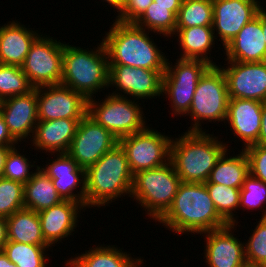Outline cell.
<instances>
[{
  "label": "cell",
  "instance_id": "obj_1",
  "mask_svg": "<svg viewBox=\"0 0 266 267\" xmlns=\"http://www.w3.org/2000/svg\"><path fill=\"white\" fill-rule=\"evenodd\" d=\"M178 235H197L229 225L217 212L205 183L182 182L169 209L156 221Z\"/></svg>",
  "mask_w": 266,
  "mask_h": 267
},
{
  "label": "cell",
  "instance_id": "obj_2",
  "mask_svg": "<svg viewBox=\"0 0 266 267\" xmlns=\"http://www.w3.org/2000/svg\"><path fill=\"white\" fill-rule=\"evenodd\" d=\"M102 42L109 65H125L149 70H165L167 57L149 31L134 23L113 20ZM165 55V56H164Z\"/></svg>",
  "mask_w": 266,
  "mask_h": 267
},
{
  "label": "cell",
  "instance_id": "obj_3",
  "mask_svg": "<svg viewBox=\"0 0 266 267\" xmlns=\"http://www.w3.org/2000/svg\"><path fill=\"white\" fill-rule=\"evenodd\" d=\"M174 137L170 146V161L182 182L205 183L217 160L230 147L207 131H185ZM220 137V138H219Z\"/></svg>",
  "mask_w": 266,
  "mask_h": 267
},
{
  "label": "cell",
  "instance_id": "obj_4",
  "mask_svg": "<svg viewBox=\"0 0 266 267\" xmlns=\"http://www.w3.org/2000/svg\"><path fill=\"white\" fill-rule=\"evenodd\" d=\"M133 179L126 154L117 144L86 169L85 207H106L118 198L131 197Z\"/></svg>",
  "mask_w": 266,
  "mask_h": 267
},
{
  "label": "cell",
  "instance_id": "obj_5",
  "mask_svg": "<svg viewBox=\"0 0 266 267\" xmlns=\"http://www.w3.org/2000/svg\"><path fill=\"white\" fill-rule=\"evenodd\" d=\"M93 49L64 43L62 81L87 100L109 89V62L102 41Z\"/></svg>",
  "mask_w": 266,
  "mask_h": 267
},
{
  "label": "cell",
  "instance_id": "obj_6",
  "mask_svg": "<svg viewBox=\"0 0 266 267\" xmlns=\"http://www.w3.org/2000/svg\"><path fill=\"white\" fill-rule=\"evenodd\" d=\"M182 183L171 161L134 174L131 199L156 221L169 209Z\"/></svg>",
  "mask_w": 266,
  "mask_h": 267
},
{
  "label": "cell",
  "instance_id": "obj_7",
  "mask_svg": "<svg viewBox=\"0 0 266 267\" xmlns=\"http://www.w3.org/2000/svg\"><path fill=\"white\" fill-rule=\"evenodd\" d=\"M228 102L229 94L225 74L218 65L211 66L199 79L190 109L184 115L193 121L187 131H207L202 127L205 121L207 124L208 122L213 124L216 121L217 124L220 122L225 124Z\"/></svg>",
  "mask_w": 266,
  "mask_h": 267
},
{
  "label": "cell",
  "instance_id": "obj_8",
  "mask_svg": "<svg viewBox=\"0 0 266 267\" xmlns=\"http://www.w3.org/2000/svg\"><path fill=\"white\" fill-rule=\"evenodd\" d=\"M105 94V99L100 100L94 97L88 100L87 114L110 131L117 140L140 132L148 126L141 101Z\"/></svg>",
  "mask_w": 266,
  "mask_h": 267
},
{
  "label": "cell",
  "instance_id": "obj_9",
  "mask_svg": "<svg viewBox=\"0 0 266 267\" xmlns=\"http://www.w3.org/2000/svg\"><path fill=\"white\" fill-rule=\"evenodd\" d=\"M167 58L162 77V96L168 98L172 116L184 117L189 111L196 86L212 66L200 59L177 58L175 64Z\"/></svg>",
  "mask_w": 266,
  "mask_h": 267
},
{
  "label": "cell",
  "instance_id": "obj_10",
  "mask_svg": "<svg viewBox=\"0 0 266 267\" xmlns=\"http://www.w3.org/2000/svg\"><path fill=\"white\" fill-rule=\"evenodd\" d=\"M171 136L158 132L148 124L144 130L118 140L133 175L141 170L163 166L170 161Z\"/></svg>",
  "mask_w": 266,
  "mask_h": 267
},
{
  "label": "cell",
  "instance_id": "obj_11",
  "mask_svg": "<svg viewBox=\"0 0 266 267\" xmlns=\"http://www.w3.org/2000/svg\"><path fill=\"white\" fill-rule=\"evenodd\" d=\"M49 34H42L32 44L21 66L30 83L36 88L57 85L62 81L64 43Z\"/></svg>",
  "mask_w": 266,
  "mask_h": 267
},
{
  "label": "cell",
  "instance_id": "obj_12",
  "mask_svg": "<svg viewBox=\"0 0 266 267\" xmlns=\"http://www.w3.org/2000/svg\"><path fill=\"white\" fill-rule=\"evenodd\" d=\"M165 70H149L125 65H109V86L114 96H124L141 100L160 99L162 77ZM115 87V89H114ZM115 90V91H114ZM118 91V92H117ZM144 99V101H143Z\"/></svg>",
  "mask_w": 266,
  "mask_h": 267
},
{
  "label": "cell",
  "instance_id": "obj_13",
  "mask_svg": "<svg viewBox=\"0 0 266 267\" xmlns=\"http://www.w3.org/2000/svg\"><path fill=\"white\" fill-rule=\"evenodd\" d=\"M117 144V138L110 131L86 114L79 122L67 154L87 169Z\"/></svg>",
  "mask_w": 266,
  "mask_h": 267
},
{
  "label": "cell",
  "instance_id": "obj_14",
  "mask_svg": "<svg viewBox=\"0 0 266 267\" xmlns=\"http://www.w3.org/2000/svg\"><path fill=\"white\" fill-rule=\"evenodd\" d=\"M38 119H82L88 112V100L62 84L37 87Z\"/></svg>",
  "mask_w": 266,
  "mask_h": 267
},
{
  "label": "cell",
  "instance_id": "obj_15",
  "mask_svg": "<svg viewBox=\"0 0 266 267\" xmlns=\"http://www.w3.org/2000/svg\"><path fill=\"white\" fill-rule=\"evenodd\" d=\"M225 65L218 64L225 74L229 98L266 102V61H227Z\"/></svg>",
  "mask_w": 266,
  "mask_h": 267
},
{
  "label": "cell",
  "instance_id": "obj_16",
  "mask_svg": "<svg viewBox=\"0 0 266 267\" xmlns=\"http://www.w3.org/2000/svg\"><path fill=\"white\" fill-rule=\"evenodd\" d=\"M260 0H212L213 31L223 48L260 11ZM217 32V33H216Z\"/></svg>",
  "mask_w": 266,
  "mask_h": 267
},
{
  "label": "cell",
  "instance_id": "obj_17",
  "mask_svg": "<svg viewBox=\"0 0 266 267\" xmlns=\"http://www.w3.org/2000/svg\"><path fill=\"white\" fill-rule=\"evenodd\" d=\"M235 228V229H234ZM234 230V231H233ZM235 225L200 234L204 237V259L207 267H246L244 242L234 234ZM233 231V232H232Z\"/></svg>",
  "mask_w": 266,
  "mask_h": 267
},
{
  "label": "cell",
  "instance_id": "obj_18",
  "mask_svg": "<svg viewBox=\"0 0 266 267\" xmlns=\"http://www.w3.org/2000/svg\"><path fill=\"white\" fill-rule=\"evenodd\" d=\"M47 161L49 162H46L45 166L40 165L39 168L51 178L62 199L85 205L86 169L82 168L67 153H57L54 159L50 160L47 157Z\"/></svg>",
  "mask_w": 266,
  "mask_h": 267
},
{
  "label": "cell",
  "instance_id": "obj_19",
  "mask_svg": "<svg viewBox=\"0 0 266 267\" xmlns=\"http://www.w3.org/2000/svg\"><path fill=\"white\" fill-rule=\"evenodd\" d=\"M1 112L11 136L18 143L30 142L39 121L37 87L28 94L4 99Z\"/></svg>",
  "mask_w": 266,
  "mask_h": 267
},
{
  "label": "cell",
  "instance_id": "obj_20",
  "mask_svg": "<svg viewBox=\"0 0 266 267\" xmlns=\"http://www.w3.org/2000/svg\"><path fill=\"white\" fill-rule=\"evenodd\" d=\"M85 210L83 203L63 200L50 208L39 211L41 232L46 243L52 248V246H57V242V244L63 243L62 240H68L67 237L74 235L80 221L78 220L80 212H85Z\"/></svg>",
  "mask_w": 266,
  "mask_h": 267
},
{
  "label": "cell",
  "instance_id": "obj_21",
  "mask_svg": "<svg viewBox=\"0 0 266 267\" xmlns=\"http://www.w3.org/2000/svg\"><path fill=\"white\" fill-rule=\"evenodd\" d=\"M263 102L229 98L228 113L225 123H229V130L234 138H239L243 147L256 144L261 129ZM236 136V137H235ZM244 145V146H243Z\"/></svg>",
  "mask_w": 266,
  "mask_h": 267
},
{
  "label": "cell",
  "instance_id": "obj_22",
  "mask_svg": "<svg viewBox=\"0 0 266 267\" xmlns=\"http://www.w3.org/2000/svg\"><path fill=\"white\" fill-rule=\"evenodd\" d=\"M262 31V11L250 20L239 33L224 47L225 61L263 62L266 61V43ZM227 57V58H226Z\"/></svg>",
  "mask_w": 266,
  "mask_h": 267
},
{
  "label": "cell",
  "instance_id": "obj_23",
  "mask_svg": "<svg viewBox=\"0 0 266 267\" xmlns=\"http://www.w3.org/2000/svg\"><path fill=\"white\" fill-rule=\"evenodd\" d=\"M80 121L81 119L38 121L30 146H34V150H42L44 154L49 152L48 156L67 153Z\"/></svg>",
  "mask_w": 266,
  "mask_h": 267
},
{
  "label": "cell",
  "instance_id": "obj_24",
  "mask_svg": "<svg viewBox=\"0 0 266 267\" xmlns=\"http://www.w3.org/2000/svg\"><path fill=\"white\" fill-rule=\"evenodd\" d=\"M17 21L15 18L0 26V64L21 67L32 44L41 35L40 31Z\"/></svg>",
  "mask_w": 266,
  "mask_h": 267
},
{
  "label": "cell",
  "instance_id": "obj_25",
  "mask_svg": "<svg viewBox=\"0 0 266 267\" xmlns=\"http://www.w3.org/2000/svg\"><path fill=\"white\" fill-rule=\"evenodd\" d=\"M88 249L68 258L64 267H142L144 264L142 257L133 258L132 253L115 245L96 244Z\"/></svg>",
  "mask_w": 266,
  "mask_h": 267
},
{
  "label": "cell",
  "instance_id": "obj_26",
  "mask_svg": "<svg viewBox=\"0 0 266 267\" xmlns=\"http://www.w3.org/2000/svg\"><path fill=\"white\" fill-rule=\"evenodd\" d=\"M173 37H177V44L180 46L178 49H181L180 55H177V57L182 59H200L208 62L212 66H217L210 53L213 47L215 49V41H217L213 26L175 28Z\"/></svg>",
  "mask_w": 266,
  "mask_h": 267
},
{
  "label": "cell",
  "instance_id": "obj_27",
  "mask_svg": "<svg viewBox=\"0 0 266 267\" xmlns=\"http://www.w3.org/2000/svg\"><path fill=\"white\" fill-rule=\"evenodd\" d=\"M227 149L217 160L215 167L205 183L222 184L234 188H242L245 178L249 175V162L243 149L231 156ZM229 151V152H228ZM229 155V156H228Z\"/></svg>",
  "mask_w": 266,
  "mask_h": 267
},
{
  "label": "cell",
  "instance_id": "obj_28",
  "mask_svg": "<svg viewBox=\"0 0 266 267\" xmlns=\"http://www.w3.org/2000/svg\"><path fill=\"white\" fill-rule=\"evenodd\" d=\"M8 241L32 245H48L41 232L38 212L20 209L6 218Z\"/></svg>",
  "mask_w": 266,
  "mask_h": 267
},
{
  "label": "cell",
  "instance_id": "obj_29",
  "mask_svg": "<svg viewBox=\"0 0 266 267\" xmlns=\"http://www.w3.org/2000/svg\"><path fill=\"white\" fill-rule=\"evenodd\" d=\"M32 178L24 185V206L39 212L63 201L53 182L41 168L34 169Z\"/></svg>",
  "mask_w": 266,
  "mask_h": 267
},
{
  "label": "cell",
  "instance_id": "obj_30",
  "mask_svg": "<svg viewBox=\"0 0 266 267\" xmlns=\"http://www.w3.org/2000/svg\"><path fill=\"white\" fill-rule=\"evenodd\" d=\"M180 7L155 5V1H153L134 24L151 33L158 34L160 37L171 39L175 34Z\"/></svg>",
  "mask_w": 266,
  "mask_h": 267
},
{
  "label": "cell",
  "instance_id": "obj_31",
  "mask_svg": "<svg viewBox=\"0 0 266 267\" xmlns=\"http://www.w3.org/2000/svg\"><path fill=\"white\" fill-rule=\"evenodd\" d=\"M49 245H32L20 242L7 241L3 252L7 258L18 267H48ZM47 253V254H46Z\"/></svg>",
  "mask_w": 266,
  "mask_h": 267
},
{
  "label": "cell",
  "instance_id": "obj_32",
  "mask_svg": "<svg viewBox=\"0 0 266 267\" xmlns=\"http://www.w3.org/2000/svg\"><path fill=\"white\" fill-rule=\"evenodd\" d=\"M218 214L228 223L237 227L240 189L222 184L205 183ZM237 217V218H236Z\"/></svg>",
  "mask_w": 266,
  "mask_h": 267
},
{
  "label": "cell",
  "instance_id": "obj_33",
  "mask_svg": "<svg viewBox=\"0 0 266 267\" xmlns=\"http://www.w3.org/2000/svg\"><path fill=\"white\" fill-rule=\"evenodd\" d=\"M213 26L212 0H183L177 15L176 28Z\"/></svg>",
  "mask_w": 266,
  "mask_h": 267
},
{
  "label": "cell",
  "instance_id": "obj_34",
  "mask_svg": "<svg viewBox=\"0 0 266 267\" xmlns=\"http://www.w3.org/2000/svg\"><path fill=\"white\" fill-rule=\"evenodd\" d=\"M22 67L0 64V98L25 95L34 90Z\"/></svg>",
  "mask_w": 266,
  "mask_h": 267
},
{
  "label": "cell",
  "instance_id": "obj_35",
  "mask_svg": "<svg viewBox=\"0 0 266 267\" xmlns=\"http://www.w3.org/2000/svg\"><path fill=\"white\" fill-rule=\"evenodd\" d=\"M17 146L20 147V145L12 147L6 156L2 177L25 185L34 174L32 168L34 167L37 169L39 166L35 165L36 161H33L34 163L31 162V160L28 159L30 157H26V154H23L25 152L24 148L23 152L20 153L21 151L18 150L21 149Z\"/></svg>",
  "mask_w": 266,
  "mask_h": 267
},
{
  "label": "cell",
  "instance_id": "obj_36",
  "mask_svg": "<svg viewBox=\"0 0 266 267\" xmlns=\"http://www.w3.org/2000/svg\"><path fill=\"white\" fill-rule=\"evenodd\" d=\"M239 209H260V218H266V183L249 174L240 189Z\"/></svg>",
  "mask_w": 266,
  "mask_h": 267
},
{
  "label": "cell",
  "instance_id": "obj_37",
  "mask_svg": "<svg viewBox=\"0 0 266 267\" xmlns=\"http://www.w3.org/2000/svg\"><path fill=\"white\" fill-rule=\"evenodd\" d=\"M244 243L245 259L248 266L262 267L266 265V218L258 219Z\"/></svg>",
  "mask_w": 266,
  "mask_h": 267
},
{
  "label": "cell",
  "instance_id": "obj_38",
  "mask_svg": "<svg viewBox=\"0 0 266 267\" xmlns=\"http://www.w3.org/2000/svg\"><path fill=\"white\" fill-rule=\"evenodd\" d=\"M25 208L24 185L20 182L0 178V217L7 218Z\"/></svg>",
  "mask_w": 266,
  "mask_h": 267
},
{
  "label": "cell",
  "instance_id": "obj_39",
  "mask_svg": "<svg viewBox=\"0 0 266 267\" xmlns=\"http://www.w3.org/2000/svg\"><path fill=\"white\" fill-rule=\"evenodd\" d=\"M249 162V174L266 183V145L253 144L243 148Z\"/></svg>",
  "mask_w": 266,
  "mask_h": 267
},
{
  "label": "cell",
  "instance_id": "obj_40",
  "mask_svg": "<svg viewBox=\"0 0 266 267\" xmlns=\"http://www.w3.org/2000/svg\"><path fill=\"white\" fill-rule=\"evenodd\" d=\"M152 2L153 0H127L123 9L116 14L115 20L134 23Z\"/></svg>",
  "mask_w": 266,
  "mask_h": 267
},
{
  "label": "cell",
  "instance_id": "obj_41",
  "mask_svg": "<svg viewBox=\"0 0 266 267\" xmlns=\"http://www.w3.org/2000/svg\"><path fill=\"white\" fill-rule=\"evenodd\" d=\"M18 143L10 134L8 127L0 111V145L3 146H16Z\"/></svg>",
  "mask_w": 266,
  "mask_h": 267
},
{
  "label": "cell",
  "instance_id": "obj_42",
  "mask_svg": "<svg viewBox=\"0 0 266 267\" xmlns=\"http://www.w3.org/2000/svg\"><path fill=\"white\" fill-rule=\"evenodd\" d=\"M256 144L266 145V102H263L262 116H261V129L259 138Z\"/></svg>",
  "mask_w": 266,
  "mask_h": 267
},
{
  "label": "cell",
  "instance_id": "obj_43",
  "mask_svg": "<svg viewBox=\"0 0 266 267\" xmlns=\"http://www.w3.org/2000/svg\"><path fill=\"white\" fill-rule=\"evenodd\" d=\"M8 241L7 221L6 218L0 217V251Z\"/></svg>",
  "mask_w": 266,
  "mask_h": 267
},
{
  "label": "cell",
  "instance_id": "obj_44",
  "mask_svg": "<svg viewBox=\"0 0 266 267\" xmlns=\"http://www.w3.org/2000/svg\"><path fill=\"white\" fill-rule=\"evenodd\" d=\"M14 146H3L0 145V178L2 177L5 165V159L9 150Z\"/></svg>",
  "mask_w": 266,
  "mask_h": 267
},
{
  "label": "cell",
  "instance_id": "obj_45",
  "mask_svg": "<svg viewBox=\"0 0 266 267\" xmlns=\"http://www.w3.org/2000/svg\"><path fill=\"white\" fill-rule=\"evenodd\" d=\"M103 3H108V7L113 8L117 14L123 9L127 0H101ZM110 5V6H109ZM112 6V7H111ZM116 9V10H115Z\"/></svg>",
  "mask_w": 266,
  "mask_h": 267
},
{
  "label": "cell",
  "instance_id": "obj_46",
  "mask_svg": "<svg viewBox=\"0 0 266 267\" xmlns=\"http://www.w3.org/2000/svg\"><path fill=\"white\" fill-rule=\"evenodd\" d=\"M0 267H18L17 264L11 262L3 250L0 251Z\"/></svg>",
  "mask_w": 266,
  "mask_h": 267
},
{
  "label": "cell",
  "instance_id": "obj_47",
  "mask_svg": "<svg viewBox=\"0 0 266 267\" xmlns=\"http://www.w3.org/2000/svg\"><path fill=\"white\" fill-rule=\"evenodd\" d=\"M155 5L162 6H181L183 0H153Z\"/></svg>",
  "mask_w": 266,
  "mask_h": 267
},
{
  "label": "cell",
  "instance_id": "obj_48",
  "mask_svg": "<svg viewBox=\"0 0 266 267\" xmlns=\"http://www.w3.org/2000/svg\"><path fill=\"white\" fill-rule=\"evenodd\" d=\"M262 31L264 35V41L266 43V13L262 12Z\"/></svg>",
  "mask_w": 266,
  "mask_h": 267
},
{
  "label": "cell",
  "instance_id": "obj_49",
  "mask_svg": "<svg viewBox=\"0 0 266 267\" xmlns=\"http://www.w3.org/2000/svg\"><path fill=\"white\" fill-rule=\"evenodd\" d=\"M264 2H260V10L264 13H266V9L264 8V5L262 6Z\"/></svg>",
  "mask_w": 266,
  "mask_h": 267
},
{
  "label": "cell",
  "instance_id": "obj_50",
  "mask_svg": "<svg viewBox=\"0 0 266 267\" xmlns=\"http://www.w3.org/2000/svg\"><path fill=\"white\" fill-rule=\"evenodd\" d=\"M2 103H3V100L0 98V111H1Z\"/></svg>",
  "mask_w": 266,
  "mask_h": 267
}]
</instances>
